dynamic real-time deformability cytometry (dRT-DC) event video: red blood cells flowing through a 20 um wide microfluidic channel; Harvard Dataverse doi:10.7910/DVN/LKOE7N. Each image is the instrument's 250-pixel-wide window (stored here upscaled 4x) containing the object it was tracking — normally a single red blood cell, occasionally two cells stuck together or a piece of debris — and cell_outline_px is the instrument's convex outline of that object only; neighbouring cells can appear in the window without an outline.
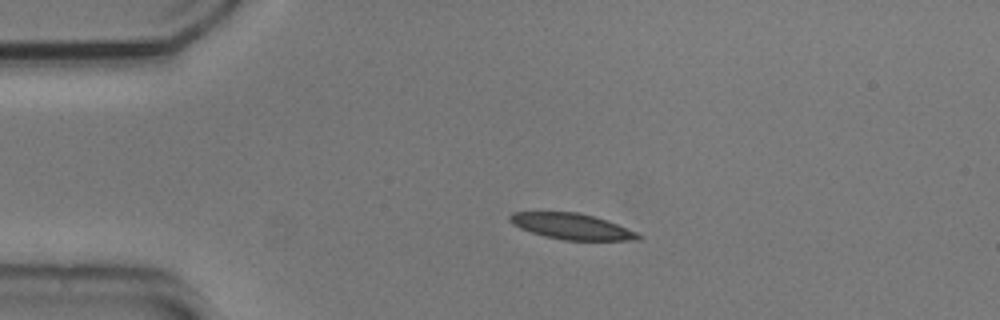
{"species": "common noctule bat (a hibernating species)", "species_latin": "Nyctalus noctula", "temperature_condition": "cold", "stored_images_in_passage": 36, "camera_frame_rate_fps": 3000, "um_per_image_px": 0.085, "animal": {"sex": "male", "body_mass_g": 20.5, "forearm_length_mm": 52.5}, "frame": {"image": 1, "passage_image": 1, "time_ms": 0.0, "image_size_px": [1000, 320], "cell_outline_px": [[644, 236], [640, 240], [564, 240], [544, 236], [520, 228], [512, 224], [508, 220], [508, 216], [512, 212], [576, 212], [608, 220], [636, 232]], "centroid_in_image_um": [48.6, 19.24], "position_along_channel_um": 36.4, "area_um2": 19.36}}
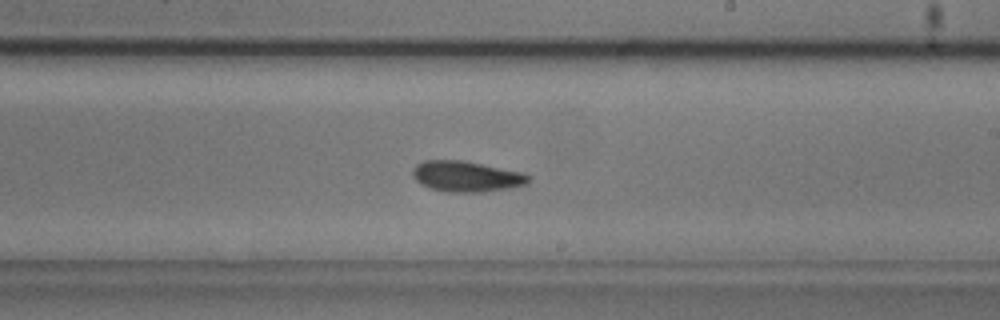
{"frame": {"image": 2, "passage_image": 21, "time_ms": 6.667, "image_size_px": [1000, 320], "cell_outline_px": [[532, 176], [528, 184], [508, 188], [480, 192], [448, 192], [428, 188], [420, 184], [412, 176], [412, 172], [416, 164], [424, 160], [460, 160], [524, 172]], "centroid_in_image_um": [39.65, 15.0], "position_along_channel_um": 249.4, "area_um2": 20.87}}
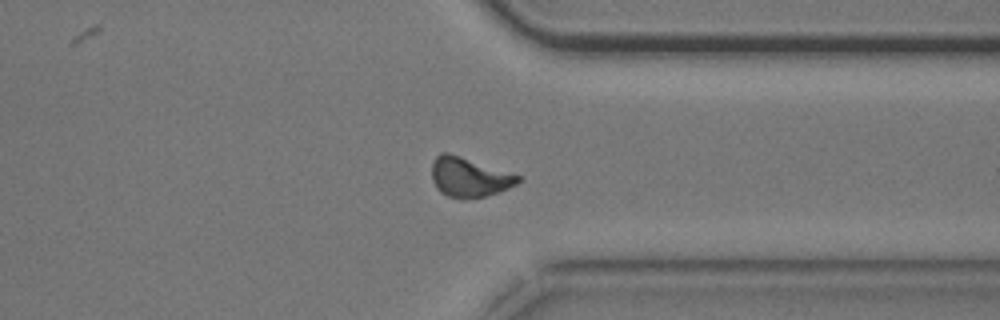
{"frame": {"image": 3, "passage_image": 31, "time_ms": 10.0, "image_size_px": [1000, 320], "cell_outline_px": [[520, 180], [516, 184], [508, 188], [484, 196], [464, 200], [460, 200], [448, 196], [440, 192], [436, 188], [432, 180], [432, 160], [440, 152], [448, 152], [520, 176]], "centroid_in_image_um": [39.81, 15.07], "position_along_channel_um": 371.6, "area_um2": 19.77}, "authors_computed_cell_mechanics": {"area_um2": 19.941, "velocity_mm_per_s": 3.7118, "shape_relaxation_time_tau1_ms": 3.2303, "shape_relaxation_time_tau2_ms": 2.0551, "deformation_change_tau1": 0.1114, "deformation_change_tau2": 0.08}}